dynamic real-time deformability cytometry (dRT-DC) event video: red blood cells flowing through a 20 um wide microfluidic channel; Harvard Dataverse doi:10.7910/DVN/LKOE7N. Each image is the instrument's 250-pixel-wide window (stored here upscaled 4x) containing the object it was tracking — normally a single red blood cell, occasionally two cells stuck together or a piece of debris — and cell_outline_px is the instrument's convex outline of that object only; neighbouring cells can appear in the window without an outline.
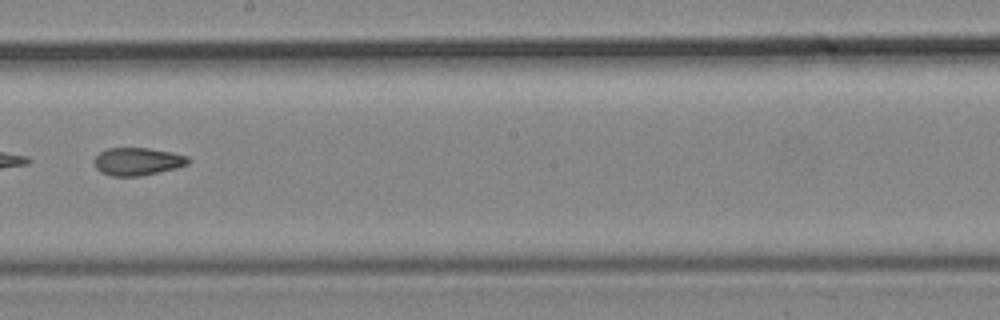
{"species": "common noctule bat (a hibernating species)", "species_latin": "Nyctalus noctula", "temperature_condition": "cold", "stored_images_in_passage": 43, "camera_frame_rate_fps": 3000, "um_per_image_px": 0.085, "animal": {"sex": "male", "body_mass_g": 19.2, "forearm_length_mm": 51.8}, "frame": {"image": 1, "passage_image": 25, "time_ms": 8.0, "image_size_px": [1000, 320], "cell_outline_px": [[188, 164], [176, 168], [140, 176], [112, 176], [100, 172], [96, 168], [92, 160], [100, 152], [108, 148], [148, 148], [172, 152], [188, 156]], "centroid_in_image_um": [11.65, 13.72], "position_along_channel_um": 236.5, "area_um2": 15.2}}